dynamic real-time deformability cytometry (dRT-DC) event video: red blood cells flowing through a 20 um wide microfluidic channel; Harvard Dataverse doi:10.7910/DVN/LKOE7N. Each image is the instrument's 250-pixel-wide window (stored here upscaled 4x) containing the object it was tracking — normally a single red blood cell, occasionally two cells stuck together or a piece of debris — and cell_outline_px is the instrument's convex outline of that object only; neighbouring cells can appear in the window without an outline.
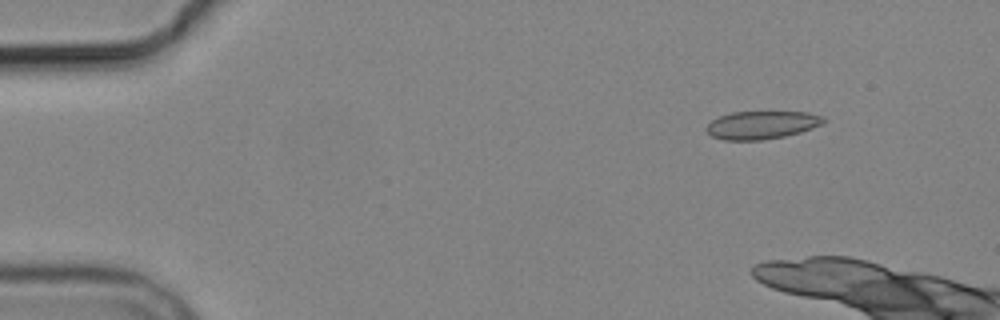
{"species": "common noctule bat (a hibernating species)", "species_latin": "Nyctalus noctula", "temperature_condition": "cold", "stored_images_in_passage": 5, "camera_frame_rate_fps": 3000, "um_per_image_px": 0.085, "animal": {"sex": "male", "body_mass_g": 19.2, "forearm_length_mm": 51.8}, "frame": {"image": 1, "passage_image": 2, "time_ms": 1.333, "image_size_px": [1000, 320], "cell_outline_px": [[828, 120], [812, 128], [800, 132], [784, 136], [764, 140], [724, 140], [712, 136], [704, 128], [712, 120], [720, 116], [732, 112], [808, 112], [824, 116]], "centroid_in_image_um": [64.76, 10.62], "position_along_channel_um": 20.2, "area_um2": 19.13}}